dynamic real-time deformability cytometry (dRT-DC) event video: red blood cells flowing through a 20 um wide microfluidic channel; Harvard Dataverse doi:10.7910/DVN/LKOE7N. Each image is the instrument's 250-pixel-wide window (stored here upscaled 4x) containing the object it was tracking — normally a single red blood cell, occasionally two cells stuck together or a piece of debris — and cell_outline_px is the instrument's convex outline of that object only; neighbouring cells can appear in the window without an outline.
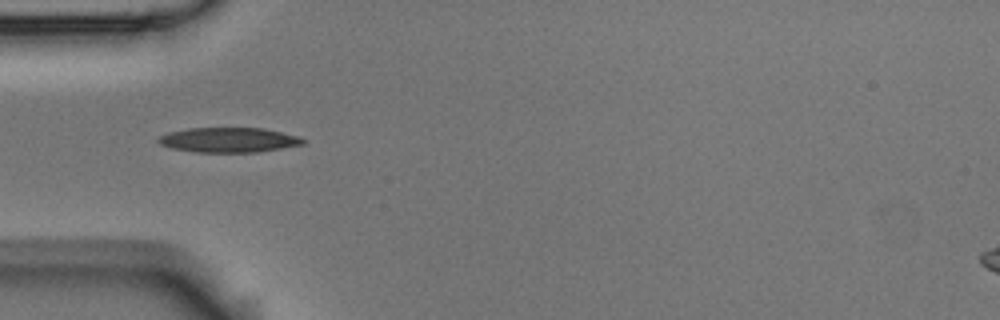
{"species": "Egyptian fruit bat (a non-hibernating species)", "species_latin": "Rousettus aegyptiacus", "temperature_condition": "room temperature", "stored_images_in_passage": 6, "camera_frame_rate_fps": 3000, "um_per_image_px": 0.085, "animal": {"sex": "male"}, "frame": {"image": 1, "passage_image": 5, "time_ms": 1.333, "image_size_px": [1000, 320], "cell_outline_px": [[304, 144], [260, 152], [196, 152], [172, 148], [160, 144], [156, 140], [160, 136], [168, 132], [188, 128], [264, 128], [300, 136], [304, 140]], "centroid_in_image_um": [19.45, 11.89], "position_along_channel_um": 65.6, "area_um2": 20.98}}
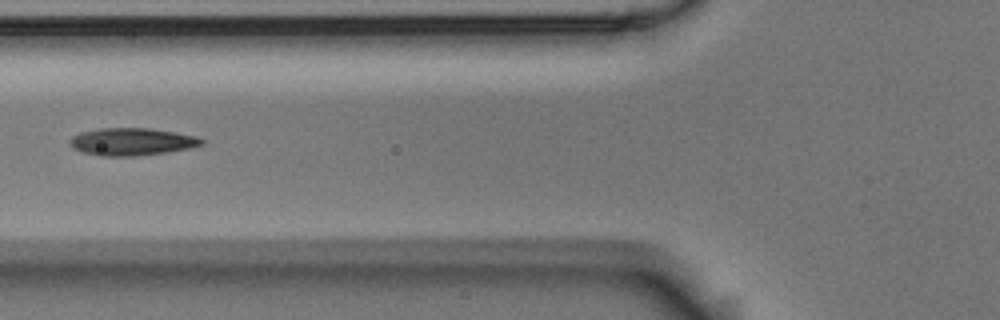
{"frame": {"image": 2, "passage_image": 6, "time_ms": 1.667, "image_size_px": [1000, 320], "cell_outline_px": [[204, 144], [188, 148], [164, 152], [132, 156], [100, 156], [84, 152], [72, 148], [68, 144], [68, 140], [72, 136], [80, 132], [100, 128], [148, 128], [176, 132], [196, 136], [204, 140]], "centroid_in_image_um": [11.16, 12.03], "position_along_channel_um": 114.6, "area_um2": 21.04}}